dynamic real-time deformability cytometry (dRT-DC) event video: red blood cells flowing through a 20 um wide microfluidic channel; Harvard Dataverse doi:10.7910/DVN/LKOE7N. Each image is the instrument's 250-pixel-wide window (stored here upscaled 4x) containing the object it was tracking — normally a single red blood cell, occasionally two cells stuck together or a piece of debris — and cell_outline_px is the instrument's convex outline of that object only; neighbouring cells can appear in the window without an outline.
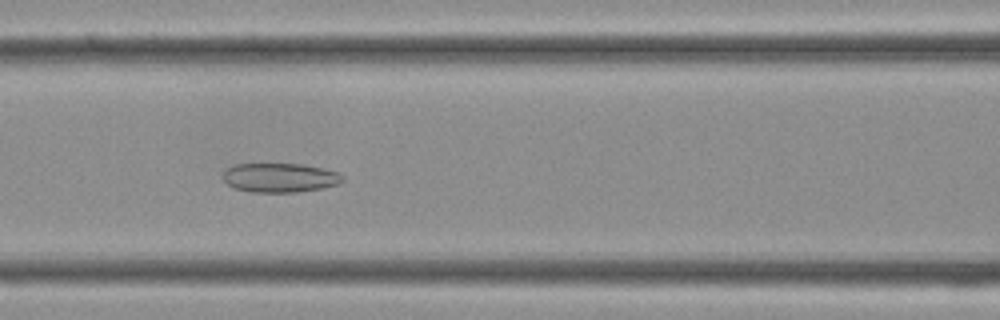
{"species": "Egyptian fruit bat (a non-hibernating species)", "species_latin": "Rousettus aegyptiacus", "temperature_condition": "cold", "stored_images_in_passage": 35, "camera_frame_rate_fps": 3000, "um_per_image_px": 0.085, "frame": {"image": 1, "passage_image": 14, "time_ms": 4.333, "image_size_px": [1000, 320], "cell_outline_px": [[344, 180], [340, 184], [324, 188], [296, 192], [252, 192], [232, 188], [220, 176], [232, 164], [300, 164], [324, 168], [340, 172], [344, 176]], "centroid_in_image_um": [23.81, 15.1], "position_along_channel_um": 142.8, "area_um2": 20.69}}
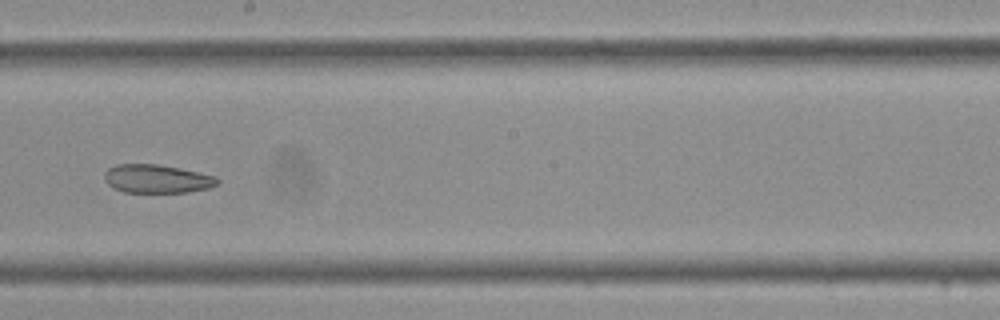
{"frame": {"image": 2, "passage_image": 19, "time_ms": 6.0, "image_size_px": [1000, 320], "cell_outline_px": [[220, 184], [208, 188], [188, 192], [124, 192], [108, 184], [104, 180], [104, 172], [108, 168], [116, 164], [156, 164], [180, 168], [200, 172], [216, 176], [220, 180]], "centroid_in_image_um": [13.37, 15.19], "position_along_channel_um": 234.8, "area_um2": 18.84}}
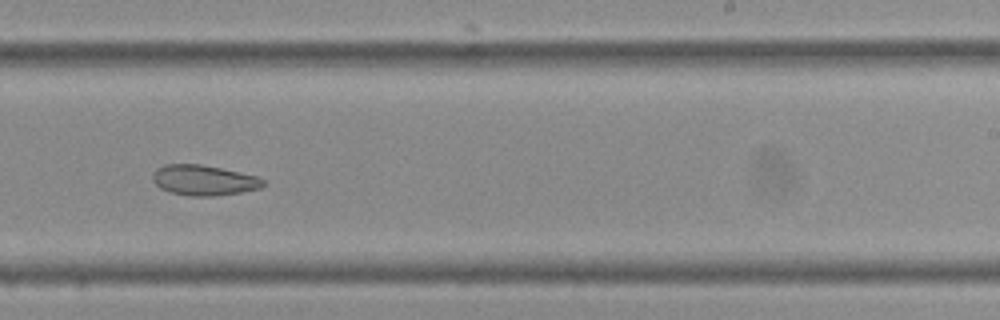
{"frame": {"image": 3, "passage_image": 21, "time_ms": 6.667, "image_size_px": [1000, 320], "cell_outline_px": [[268, 184], [260, 188], [240, 192], [212, 196], [192, 196], [172, 192], [160, 188], [152, 180], [152, 172], [156, 168], [164, 164], [200, 164], [260, 176]], "centroid_in_image_um": [17.34, 15.31], "position_along_channel_um": 271.7, "area_um2": 19.65}}